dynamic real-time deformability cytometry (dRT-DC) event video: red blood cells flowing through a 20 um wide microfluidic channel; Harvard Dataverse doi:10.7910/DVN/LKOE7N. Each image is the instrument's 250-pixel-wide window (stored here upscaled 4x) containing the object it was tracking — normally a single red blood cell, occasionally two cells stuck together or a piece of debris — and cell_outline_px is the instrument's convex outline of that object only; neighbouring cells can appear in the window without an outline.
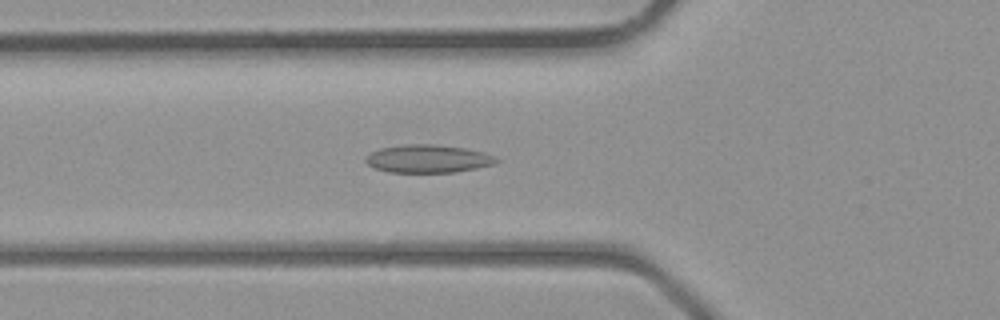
{"species": "common noctule bat (a hibernating species)", "species_latin": "Nyctalus noctula", "temperature_condition": "room temperature", "stored_images_in_passage": 41, "segment_of_instrument_passage": [1, 2], "camera_frame_rate_fps": 3000, "um_per_image_px": 0.085, "animal": {"sex": "male", "body_mass_g": 23.1, "forearm_length_mm": 52.7}, "frame": {"image": 1, "passage_image": 14, "time_ms": 4.333, "image_size_px": [1000, 320], "cell_outline_px": [[500, 160], [496, 164], [456, 172], [388, 172], [376, 168], [368, 164], [364, 160], [364, 156], [380, 148], [404, 144], [432, 144], [464, 148], [484, 152], [496, 156]], "centroid_in_image_um": [36.4, 13.49], "position_along_channel_um": 89.4, "area_um2": 21.39}}
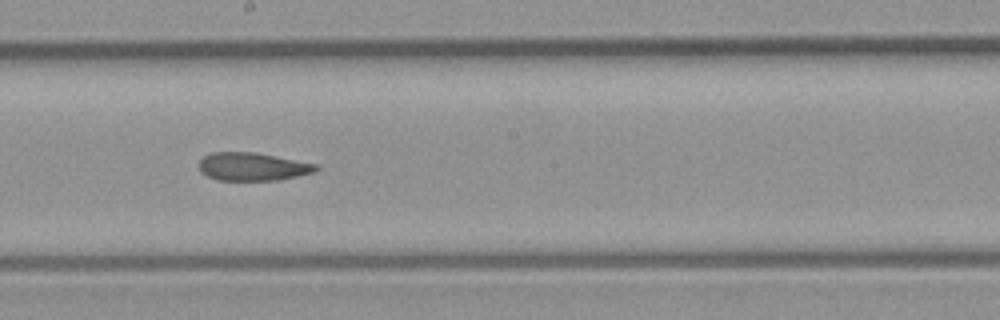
{"frame": {"image": 2, "passage_image": 22, "time_ms": 7.0, "image_size_px": [1000, 320], "cell_outline_px": [[320, 168], [316, 172], [280, 180], [220, 180], [208, 176], [200, 172], [200, 160], [204, 156], [212, 152], [256, 152], [320, 164]], "centroid_in_image_um": [21.55, 14.16], "position_along_channel_um": 226.7, "area_um2": 19.36}}
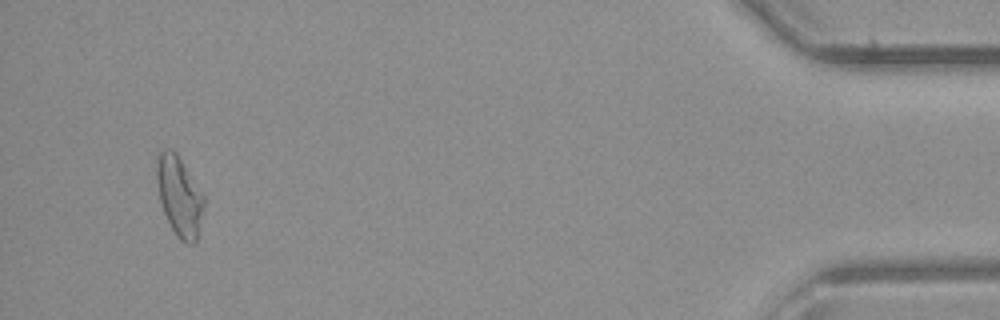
{"frame": {"image": 3, "passage_image": 38, "time_ms": 12.333, "image_size_px": [1000, 320], "cell_outline_px": [[204, 208], [196, 240], [192, 244], [188, 244], [180, 240], [176, 236], [164, 212], [160, 200], [156, 180], [156, 156], [164, 148], [168, 148], [176, 152], [204, 196]], "centroid_in_image_um": [15.23, 16.65], "position_along_channel_um": 420.0, "area_um2": 21.79}}